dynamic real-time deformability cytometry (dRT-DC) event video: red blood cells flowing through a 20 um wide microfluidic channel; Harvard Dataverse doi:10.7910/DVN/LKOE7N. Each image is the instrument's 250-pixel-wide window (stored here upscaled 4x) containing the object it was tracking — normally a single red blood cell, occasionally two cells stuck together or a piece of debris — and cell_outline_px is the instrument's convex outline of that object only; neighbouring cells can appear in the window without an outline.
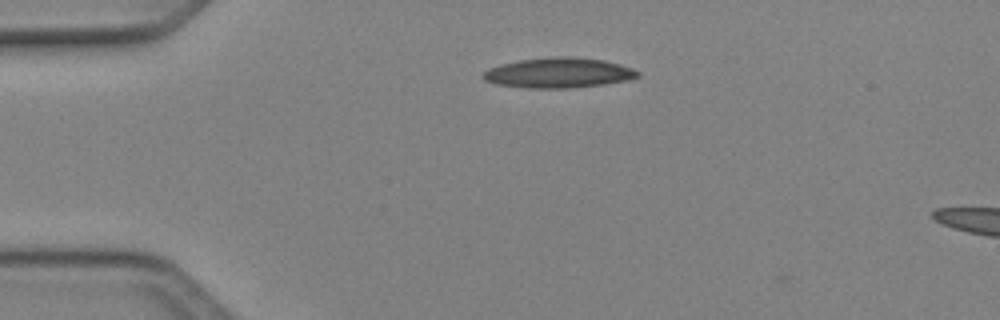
{"species": "Egyptian fruit bat (a non-hibernating species)", "species_latin": "Rousettus aegyptiacus", "temperature_condition": "cold", "stored_images_in_passage": 2, "camera_frame_rate_fps": 3000, "um_per_image_px": 0.085, "animal": {"sex": "female"}, "frame": {"image": 1, "passage_image": 1, "time_ms": 0.0, "image_size_px": [1000, 320], "cell_outline_px": [[640, 76], [628, 80], [604, 84], [572, 88], [524, 88], [496, 84], [484, 80], [480, 76], [480, 72], [488, 68], [500, 64], [520, 60], [552, 56], [572, 56], [604, 60], [620, 64], [632, 68], [640, 72]], "centroid_in_image_um": [47.44, 6.19], "position_along_channel_um": 37.6, "area_um2": 27.57}}